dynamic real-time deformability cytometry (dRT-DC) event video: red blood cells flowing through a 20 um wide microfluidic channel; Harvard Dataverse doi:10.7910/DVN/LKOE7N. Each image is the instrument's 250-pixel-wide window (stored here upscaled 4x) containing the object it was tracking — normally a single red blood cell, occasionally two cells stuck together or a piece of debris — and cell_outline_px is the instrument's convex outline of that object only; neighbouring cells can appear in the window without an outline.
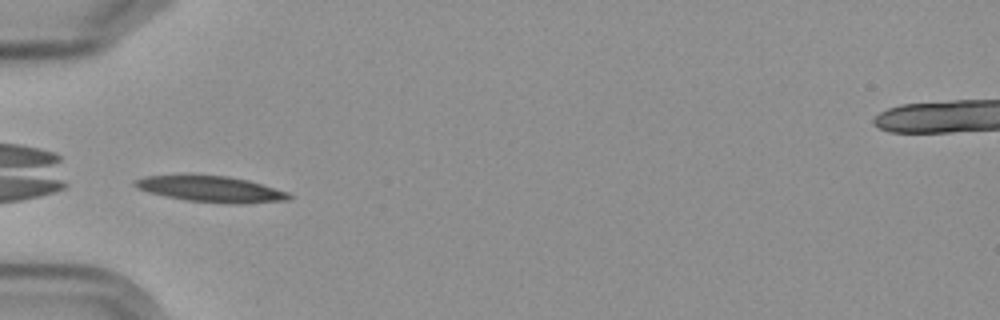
{"species": "Egyptian fruit bat (a non-hibernating species)", "species_latin": "Rousettus aegyptiacus", "temperature_condition": "cold", "stored_images_in_passage": 4, "camera_frame_rate_fps": 3000, "um_per_image_px": 0.085, "frame": {"image": 1, "passage_image": 4, "time_ms": 3.667, "image_size_px": [1000, 320], "cell_outline_px": [[292, 196], [288, 200], [244, 204], [228, 204], [184, 200], [164, 196], [148, 192], [136, 188], [132, 184], [132, 180], [144, 176], [188, 172], [192, 172], [228, 176], [248, 180], [288, 192]], "centroid_in_image_um": [17.81, 16.03], "position_along_channel_um": 67.2, "area_um2": 24.57}}